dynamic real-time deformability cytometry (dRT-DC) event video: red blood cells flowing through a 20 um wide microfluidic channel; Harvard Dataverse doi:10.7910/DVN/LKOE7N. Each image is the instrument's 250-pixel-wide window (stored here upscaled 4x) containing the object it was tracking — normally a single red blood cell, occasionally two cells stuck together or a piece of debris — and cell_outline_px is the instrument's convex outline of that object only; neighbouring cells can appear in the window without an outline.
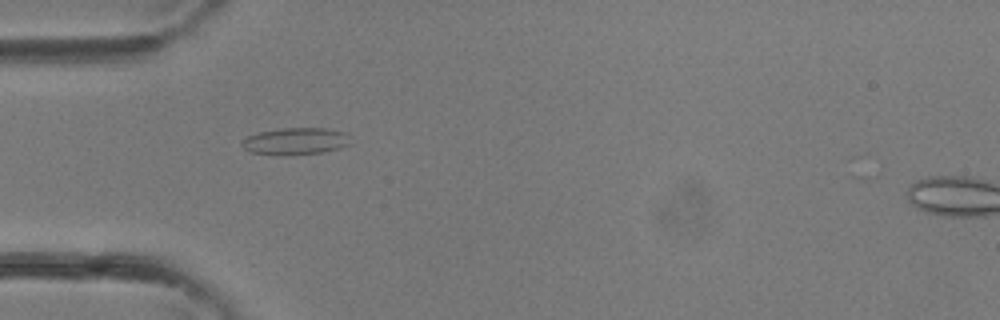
{"species": "common noctule bat (a hibernating species)", "species_latin": "Nyctalus noctula", "temperature_condition": "room temperature", "stored_images_in_passage": 29, "camera_frame_rate_fps": 3000, "um_per_image_px": 0.085, "animal": {"sex": "female"}, "frame": {"image": 1, "passage_image": 3, "time_ms": 0.667, "image_size_px": [1000, 320], "cell_outline_px": [[348, 144], [340, 148], [324, 152], [280, 156], [248, 152], [240, 144], [248, 136], [260, 132], [280, 128], [324, 128], [348, 132]], "centroid_in_image_um": [25.1, 12.01], "position_along_channel_um": 59.9, "area_um2": 17.17}}
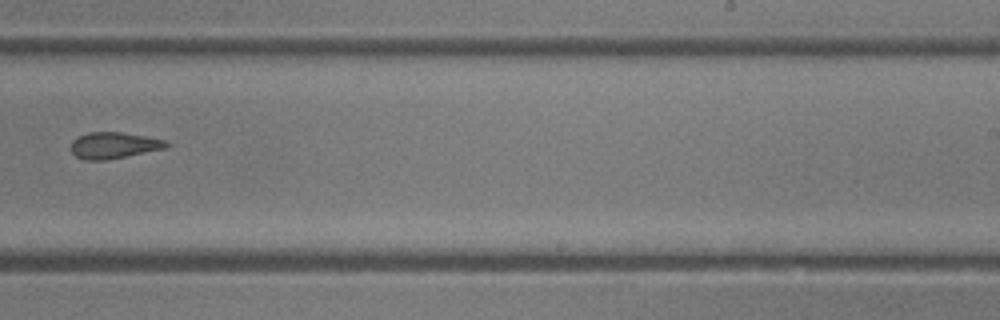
{"frame": {"image": 2, "passage_image": 15, "time_ms": 4.667, "image_size_px": [1000, 320], "cell_outline_px": [[172, 144], [168, 148], [104, 160], [84, 160], [76, 156], [72, 152], [72, 140], [76, 136], [88, 132], [120, 132], [144, 136], [164, 140]], "centroid_in_image_um": [9.68, 12.35], "position_along_channel_um": 279.3, "area_um2": 14.62}}
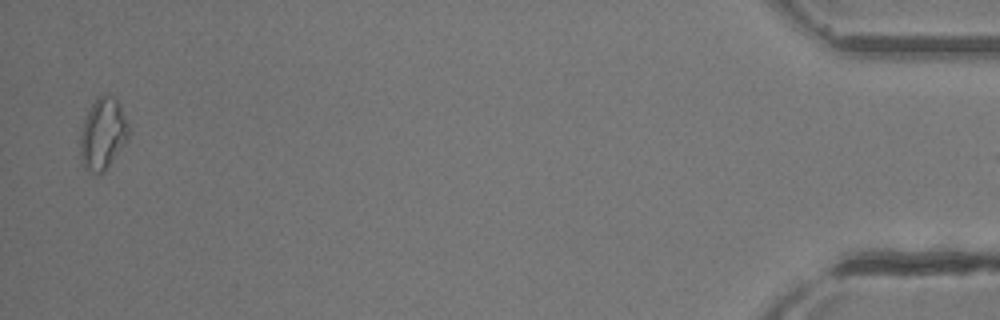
{"frame": {"image": 3, "passage_image": 28, "time_ms": 9.0, "image_size_px": [1000, 320], "cell_outline_px": [[132, 132], [124, 144], [108, 164], [100, 172], [92, 172], [84, 168], [80, 156], [80, 132], [84, 120], [96, 96], [112, 96], [116, 100]], "centroid_in_image_um": [8.73, 11.35], "position_along_channel_um": 426.5, "area_um2": 19.59}}